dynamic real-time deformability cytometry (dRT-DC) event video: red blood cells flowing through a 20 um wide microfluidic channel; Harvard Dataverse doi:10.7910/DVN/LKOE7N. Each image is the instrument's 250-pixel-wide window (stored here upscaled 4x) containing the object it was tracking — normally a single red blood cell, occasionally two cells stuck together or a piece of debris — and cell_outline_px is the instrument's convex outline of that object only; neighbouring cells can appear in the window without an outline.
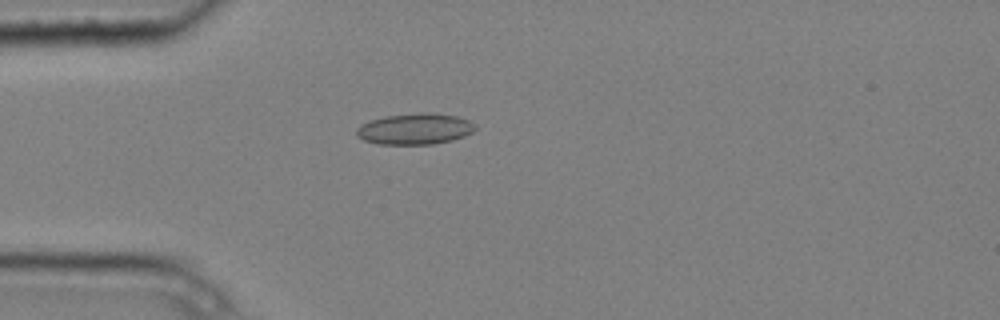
{"species": "common noctule bat (a hibernating species)", "species_latin": "Nyctalus noctula", "temperature_condition": "cold", "stored_images_in_passage": 5, "camera_frame_rate_fps": 3000, "um_per_image_px": 0.085, "animal": {"sex": "male", "body_mass_g": 20.4}, "frame": {"image": 1, "passage_image": 5, "time_ms": 1.333, "image_size_px": [1000, 320], "cell_outline_px": [[476, 128], [472, 132], [464, 136], [452, 140], [432, 144], [376, 144], [364, 140], [356, 136], [356, 128], [360, 124], [384, 116], [420, 112], [428, 112], [456, 116], [468, 120], [476, 124]], "centroid_in_image_um": [35.25, 10.95], "position_along_channel_um": 49.8, "area_um2": 21.62}}